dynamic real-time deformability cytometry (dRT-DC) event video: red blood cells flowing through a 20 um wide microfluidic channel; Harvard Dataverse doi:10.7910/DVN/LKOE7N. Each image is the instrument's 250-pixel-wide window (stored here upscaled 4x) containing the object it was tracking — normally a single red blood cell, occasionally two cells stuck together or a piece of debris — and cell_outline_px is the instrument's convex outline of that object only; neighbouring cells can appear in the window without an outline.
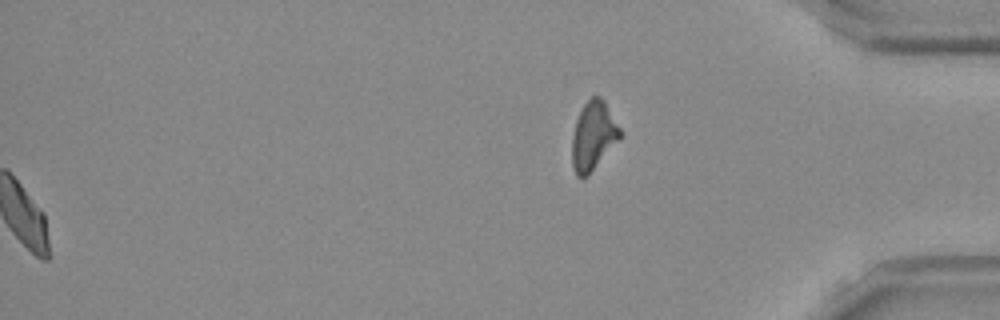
{"species": "Egyptian fruit bat (a non-hibernating species)", "species_latin": "Rousettus aegyptiacus", "temperature_condition": "room temperature", "stored_images_in_passage": 54, "segment_of_instrument_passage": [2, 2], "camera_frame_rate_fps": 3000, "um_per_image_px": 0.085, "frame": {"image": 1, "passage_image": 54, "time_ms": 17.667, "image_size_px": [1000, 320], "cell_outline_px": [[624, 132], [588, 176], [580, 180], [576, 176], [572, 164], [572, 136], [576, 120], [584, 104], [592, 96], [600, 96], [604, 100]], "centroid_in_image_um": [50.43, 11.55], "position_along_channel_um": 384.8, "area_um2": 19.31}}